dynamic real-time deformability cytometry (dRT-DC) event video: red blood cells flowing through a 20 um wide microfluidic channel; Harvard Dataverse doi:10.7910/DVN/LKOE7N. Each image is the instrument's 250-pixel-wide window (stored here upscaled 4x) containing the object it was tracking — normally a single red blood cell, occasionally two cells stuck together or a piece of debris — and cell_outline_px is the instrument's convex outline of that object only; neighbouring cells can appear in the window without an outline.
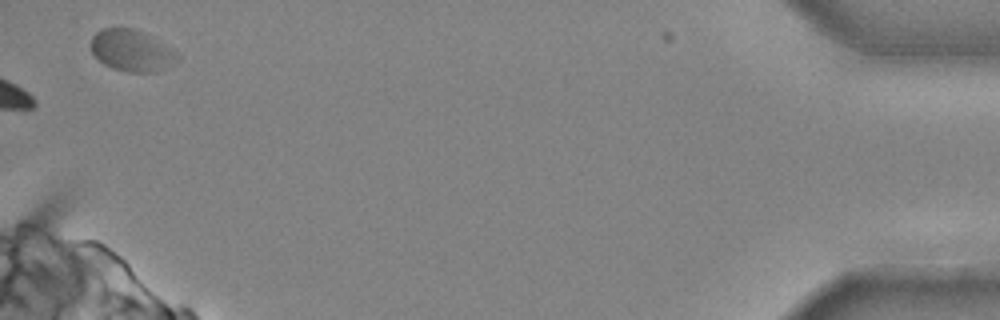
{"species": "common noctule bat (a hibernating species)", "species_latin": "Nyctalus noctula", "temperature_condition": "cold", "stored_images_in_passage": 24, "camera_frame_rate_fps": 3000, "um_per_image_px": 0.085, "animal": {"sex": "male", "body_mass_g": 20.4}, "frame": {"image": 1, "passage_image": 24, "time_ms": 7.667, "image_size_px": [1000, 320], "cell_outline_px": [[180, 60], [176, 64], [156, 72], [128, 72], [112, 68], [104, 64], [92, 52], [88, 44], [92, 36], [96, 32], [104, 28], [136, 28], [180, 52]], "centroid_in_image_um": [11.24, 4.3], "position_along_channel_um": 424.0, "area_um2": 21.44}}